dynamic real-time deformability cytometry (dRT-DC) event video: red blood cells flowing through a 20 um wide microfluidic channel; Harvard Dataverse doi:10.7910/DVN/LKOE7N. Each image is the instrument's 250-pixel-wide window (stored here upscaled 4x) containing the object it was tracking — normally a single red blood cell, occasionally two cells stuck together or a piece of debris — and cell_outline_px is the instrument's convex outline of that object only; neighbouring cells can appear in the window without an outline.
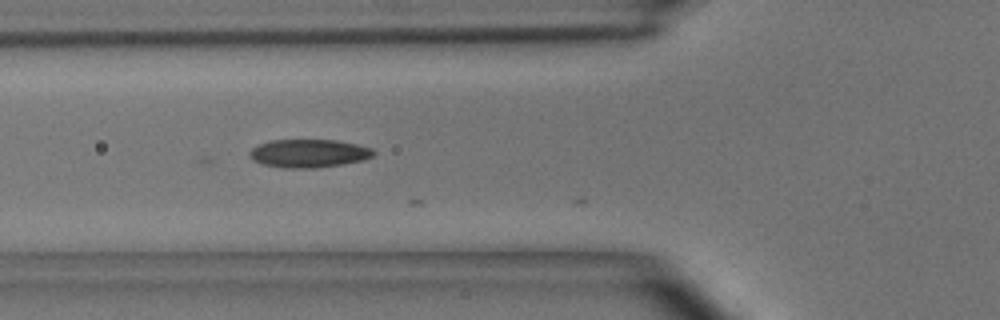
{"species": "common noctule bat (a hibernating species)", "species_latin": "Nyctalus noctula", "temperature_condition": "room temperature", "stored_images_in_passage": 5, "camera_frame_rate_fps": 3000, "um_per_image_px": 0.085, "animal": {"sex": "male", "body_mass_g": 15.6}, "frame": {"image": 1, "passage_image": 2, "time_ms": 0.333, "image_size_px": [1000, 320], "cell_outline_px": [[376, 152], [372, 156], [364, 160], [344, 164], [316, 168], [284, 168], [264, 164], [252, 160], [248, 152], [252, 148], [260, 144], [272, 140], [336, 140], [356, 144], [372, 148]], "centroid_in_image_um": [26.26, 13.04], "position_along_channel_um": 99.5, "area_um2": 20.4}}